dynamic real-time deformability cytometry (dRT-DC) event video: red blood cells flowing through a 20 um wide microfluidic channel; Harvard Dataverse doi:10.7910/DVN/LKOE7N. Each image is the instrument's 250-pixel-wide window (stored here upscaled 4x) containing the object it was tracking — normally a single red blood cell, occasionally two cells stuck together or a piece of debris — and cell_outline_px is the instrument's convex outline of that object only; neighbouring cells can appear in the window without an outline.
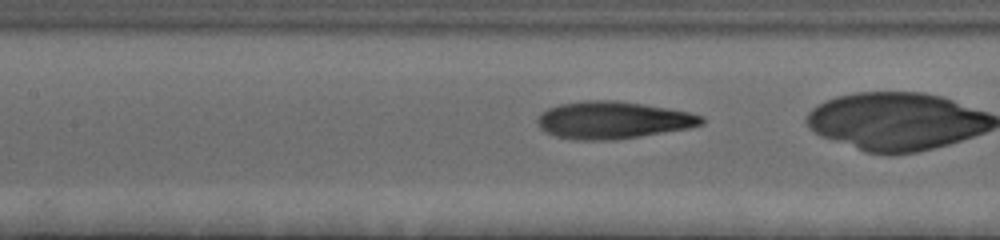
{"species": "human", "species_latin": "Homo sapiens", "temperature_condition": "cold", "stored_images_in_passage": 41, "camera_frame_rate_fps": 3000, "um_per_image_px": 0.085, "donor": {"sex": "female"}, "frame": {"image": 1, "passage_image": 22, "time_ms": 7.0, "image_size_px": [1000, 240], "cell_outline_px": [[704, 124], [688, 128], [640, 136], [612, 140], [580, 140], [556, 136], [544, 132], [540, 128], [536, 120], [540, 112], [548, 108], [560, 104], [584, 100], [616, 100], [644, 104], [668, 108], [688, 112], [704, 116]], "centroid_in_image_um": [52.07, 10.2], "position_along_channel_um": 155.3, "area_um2": 35.72}}